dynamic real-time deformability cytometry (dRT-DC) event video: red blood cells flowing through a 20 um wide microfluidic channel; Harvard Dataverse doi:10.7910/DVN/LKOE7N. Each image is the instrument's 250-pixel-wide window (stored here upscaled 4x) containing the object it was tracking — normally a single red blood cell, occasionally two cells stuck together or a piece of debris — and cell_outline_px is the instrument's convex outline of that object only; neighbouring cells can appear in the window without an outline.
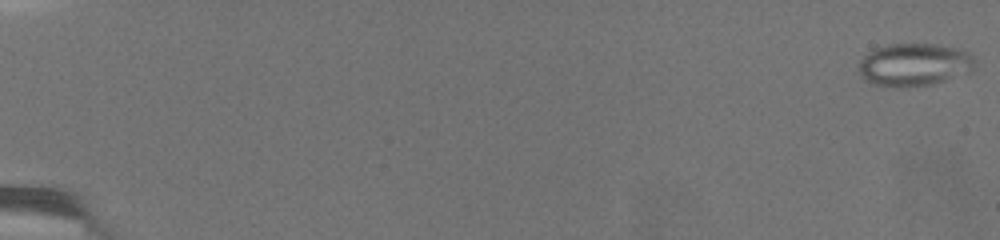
{"species": "common noctule bat (a hibernating species)", "species_latin": "Nyctalus noctula", "temperature_condition": "warm", "stored_images_in_passage": 72, "camera_frame_rate_fps": 3000, "um_per_image_px": 0.085, "animal": {"sex": "female", "body_mass_g": 19.5, "forearm_length_mm": 54.1}, "frame": {"image": 1, "passage_image": 1, "time_ms": 0.0, "image_size_px": [1000, 240], "cell_outline_px": [[976, 60], [972, 68], [968, 72], [932, 84], [872, 84], [864, 80], [860, 76], [860, 60], [868, 52], [876, 48], [888, 44], [936, 44], [956, 48], [968, 52]], "centroid_in_image_um": [77.71, 5.44], "position_along_channel_um": 7.3, "area_um2": 27.98}}
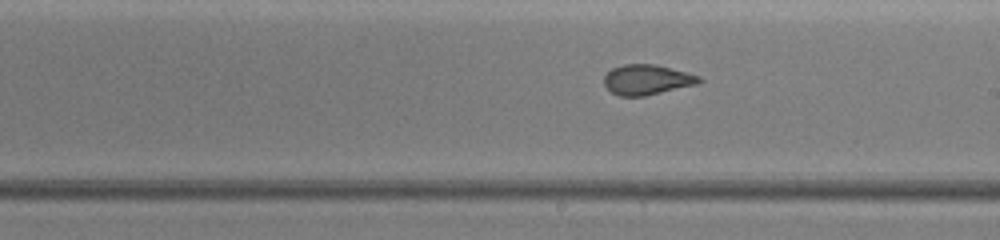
{"frame": {"image": 2, "passage_image": 44, "time_ms": 14.333, "image_size_px": [1000, 240], "cell_outline_px": [[704, 80], [696, 84], [644, 96], [620, 96], [612, 92], [604, 84], [604, 76], [612, 68], [624, 64], [656, 64], [688, 72], [700, 76]], "centroid_in_image_um": [55.0, 6.76], "position_along_channel_um": 234.0, "area_um2": 16.65}}
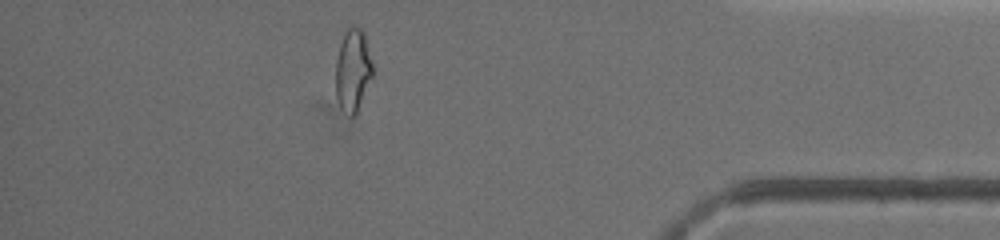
{"frame": {"image": 3, "passage_image": 64, "time_ms": 21.0, "image_size_px": [1000, 240], "cell_outline_px": [[372, 76], [356, 112], [352, 116], [348, 116], [340, 108], [336, 96], [336, 60], [340, 44], [344, 32], [352, 24], [360, 28], [364, 32], [372, 64]], "centroid_in_image_um": [29.97, 5.94], "position_along_channel_um": 405.2, "area_um2": 17.57}, "authors_computed_cell_mechanics": {"area_um2": 19.2763, "velocity_mm_per_s": 3.0536, "shape_relaxation_time_tau1_ms": null, "shape_relaxation_time_tau2_ms": 0.8756, "deformation_change_tau1": null, "deformation_change_tau2": 0.071}}